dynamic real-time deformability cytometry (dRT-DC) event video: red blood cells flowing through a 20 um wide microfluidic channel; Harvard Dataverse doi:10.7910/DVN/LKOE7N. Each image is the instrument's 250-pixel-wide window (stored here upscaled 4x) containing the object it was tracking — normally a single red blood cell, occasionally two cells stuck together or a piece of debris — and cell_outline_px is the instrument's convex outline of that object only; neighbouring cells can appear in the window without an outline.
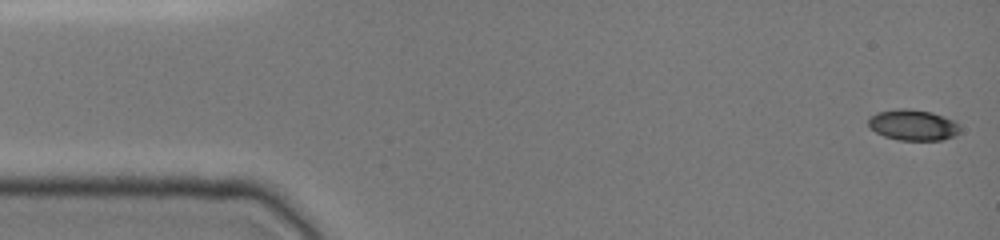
{"species": "common noctule bat (a hibernating species)", "species_latin": "Nyctalus noctula", "temperature_condition": "cold", "stored_images_in_passage": 48, "camera_frame_rate_fps": 3000, "um_per_image_px": 0.085, "animal": {"sex": "female", "body_mass_g": 19.0, "forearm_length_mm": 51.5}, "frame": {"image": 1, "passage_image": 1, "time_ms": 0.0, "image_size_px": [1000, 240], "cell_outline_px": [[960, 132], [956, 136], [940, 140], [900, 140], [884, 136], [876, 132], [868, 124], [868, 120], [876, 112], [900, 108], [908, 108], [932, 112], [956, 120], [960, 128]], "centroid_in_image_um": [77.65, 10.62], "position_along_channel_um": 7.3, "area_um2": 16.59}}
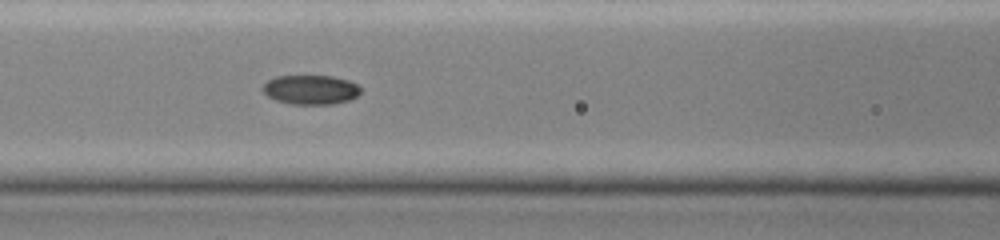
{"frame": {"image": 2, "passage_image": 20, "time_ms": 6.333, "image_size_px": [1000, 240], "cell_outline_px": [[360, 92], [356, 96], [348, 100], [332, 104], [292, 104], [276, 100], [268, 96], [260, 88], [268, 80], [276, 76], [332, 76], [348, 80], [360, 84]], "centroid_in_image_um": [26.41, 7.62], "position_along_channel_um": 140.2, "area_um2": 16.76}}
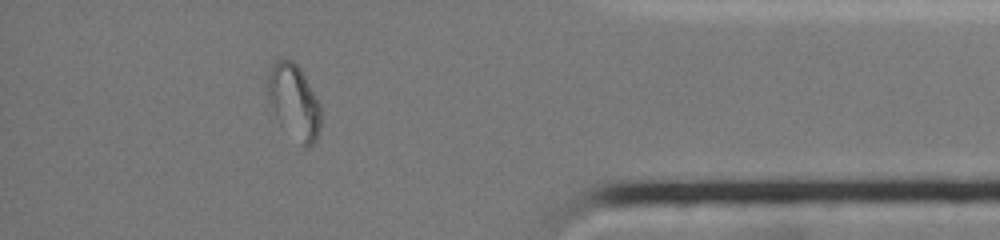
{"frame": {"image": 3, "passage_image": 42, "time_ms": 13.667, "image_size_px": [1000, 240], "cell_outline_px": [[320, 128], [316, 140], [308, 148], [304, 148], [280, 124], [276, 116], [268, 92], [268, 76], [272, 64], [276, 60], [292, 60], [300, 68], [320, 104]], "centroid_in_image_um": [25.02, 8.67], "position_along_channel_um": 410.2, "area_um2": 22.66}, "authors_computed_cell_mechanics": {"area_um2": 16.9932, "velocity_mm_per_s": 3.9823, "shape_relaxation_time_tau1_ms": 10.016, "shape_relaxation_time_tau2_ms": 7.5769, "deformation_change_tau1": 0.2327, "deformation_change_tau2": 0.0507}}